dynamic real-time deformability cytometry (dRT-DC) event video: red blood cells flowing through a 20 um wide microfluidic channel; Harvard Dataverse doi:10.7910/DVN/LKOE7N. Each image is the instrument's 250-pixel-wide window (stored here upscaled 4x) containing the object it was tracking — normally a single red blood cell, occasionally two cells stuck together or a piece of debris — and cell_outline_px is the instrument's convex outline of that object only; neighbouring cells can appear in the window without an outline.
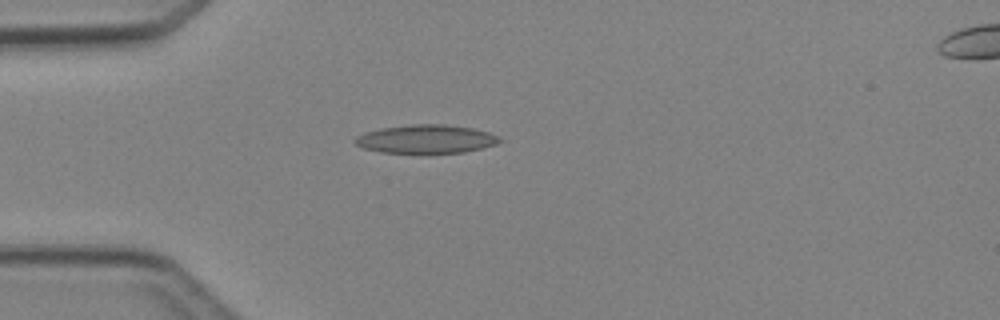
{"species": "Egyptian fruit bat (a non-hibernating species)", "species_latin": "Rousettus aegyptiacus", "temperature_condition": "cold", "stored_images_in_passage": 4, "camera_frame_rate_fps": 3000, "um_per_image_px": 0.085, "animal": {"sex": "female"}, "frame": {"image": 1, "passage_image": 3, "time_ms": 3.333, "image_size_px": [1000, 320], "cell_outline_px": [[504, 140], [496, 144], [464, 152], [428, 156], [420, 156], [380, 152], [364, 148], [356, 144], [352, 140], [356, 136], [364, 132], [380, 128], [412, 124], [444, 124], [472, 128], [488, 132], [500, 136]], "centroid_in_image_um": [36.19, 11.87], "position_along_channel_um": 48.8, "area_um2": 25.2}}